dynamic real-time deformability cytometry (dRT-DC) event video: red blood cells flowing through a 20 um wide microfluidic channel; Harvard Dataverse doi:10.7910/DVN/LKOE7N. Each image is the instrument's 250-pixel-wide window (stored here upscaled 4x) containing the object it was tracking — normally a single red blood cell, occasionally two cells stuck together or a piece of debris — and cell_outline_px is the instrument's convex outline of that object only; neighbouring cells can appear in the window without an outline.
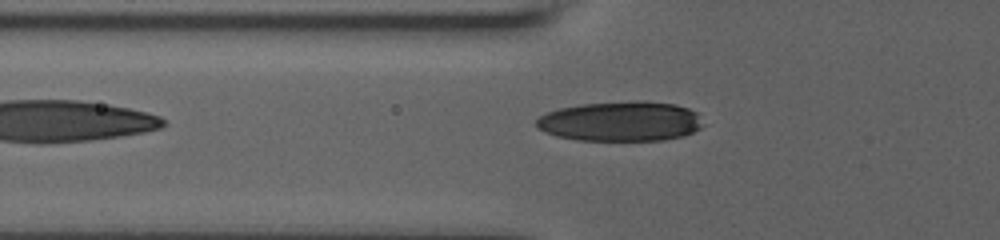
{"species": "human", "species_latin": "Homo sapiens", "temperature_condition": "room temperature", "stored_images_in_passage": 15, "camera_frame_rate_fps": 3000, "um_per_image_px": 0.085, "donor": {"sex": "male"}, "frame": {"image": 1, "passage_image": 15, "time_ms": 7.333, "image_size_px": [1000, 240], "cell_outline_px": [[704, 124], [700, 128], [684, 136], [664, 140], [580, 140], [556, 136], [544, 132], [536, 124], [536, 120], [540, 116], [548, 112], [560, 108], [584, 104], [636, 100], [644, 100], [672, 104], [688, 108], [696, 112]], "centroid_in_image_um": [52.78, 10.31], "position_along_channel_um": 73.0, "area_um2": 38.67}}